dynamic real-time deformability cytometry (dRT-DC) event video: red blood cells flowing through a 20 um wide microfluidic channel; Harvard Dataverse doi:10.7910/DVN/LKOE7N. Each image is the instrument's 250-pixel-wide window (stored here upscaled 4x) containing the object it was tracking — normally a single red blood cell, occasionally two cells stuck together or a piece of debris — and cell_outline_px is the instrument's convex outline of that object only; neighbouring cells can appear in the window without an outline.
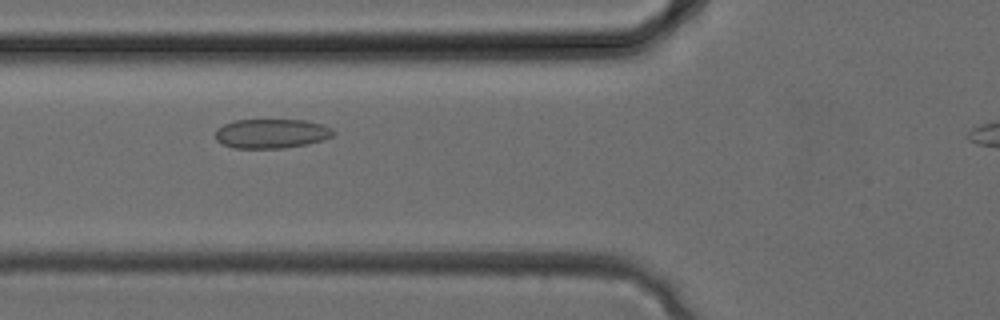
{"species": "common noctule bat (a hibernating species)", "species_latin": "Nyctalus noctula", "temperature_condition": "cold", "stored_images_in_passage": 24, "camera_frame_rate_fps": 3000, "um_per_image_px": 0.085, "animal": {"sex": "female", "body_mass_g": 24.6, "forearm_length_mm": 56.2}, "frame": {"image": 1, "passage_image": 6, "time_ms": 1.667, "image_size_px": [1000, 320], "cell_outline_px": [[336, 132], [332, 136], [324, 140], [308, 144], [284, 148], [232, 148], [220, 144], [216, 140], [216, 132], [224, 124], [236, 120], [308, 120], [332, 128]], "centroid_in_image_um": [23.1, 11.36], "position_along_channel_um": 102.7, "area_um2": 20.29}}
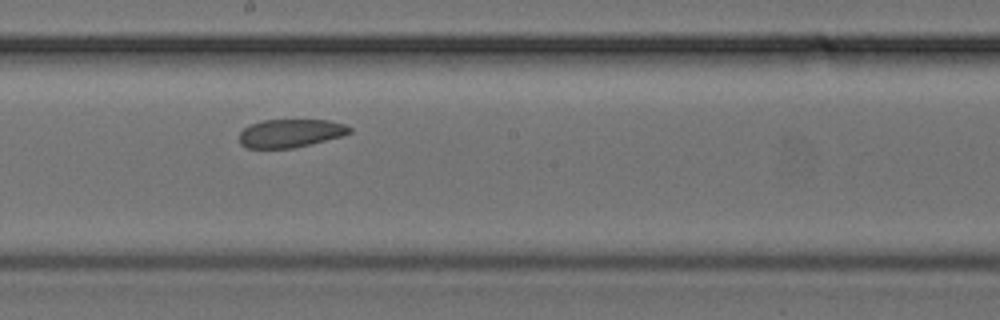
{"frame": {"image": 2, "passage_image": 12, "time_ms": 3.667, "image_size_px": [1000, 320], "cell_outline_px": [[352, 132], [344, 136], [292, 148], [248, 148], [240, 144], [240, 132], [244, 128], [252, 124], [264, 120], [328, 120], [344, 124], [352, 128]], "centroid_in_image_um": [24.72, 11.32], "position_along_channel_um": 223.5, "area_um2": 18.09}}
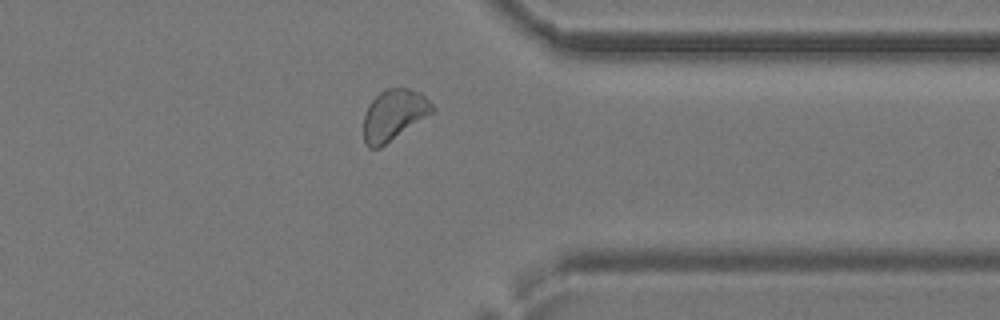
{"frame": {"image": 3, "passage_image": 20, "time_ms": 6.333, "image_size_px": [1000, 320], "cell_outline_px": [[436, 108], [432, 112], [380, 148], [368, 148], [364, 144], [364, 116], [368, 104], [384, 88], [408, 88], [420, 92]], "centroid_in_image_um": [33.44, 9.76], "position_along_channel_um": 378.0, "area_um2": 20.17}}